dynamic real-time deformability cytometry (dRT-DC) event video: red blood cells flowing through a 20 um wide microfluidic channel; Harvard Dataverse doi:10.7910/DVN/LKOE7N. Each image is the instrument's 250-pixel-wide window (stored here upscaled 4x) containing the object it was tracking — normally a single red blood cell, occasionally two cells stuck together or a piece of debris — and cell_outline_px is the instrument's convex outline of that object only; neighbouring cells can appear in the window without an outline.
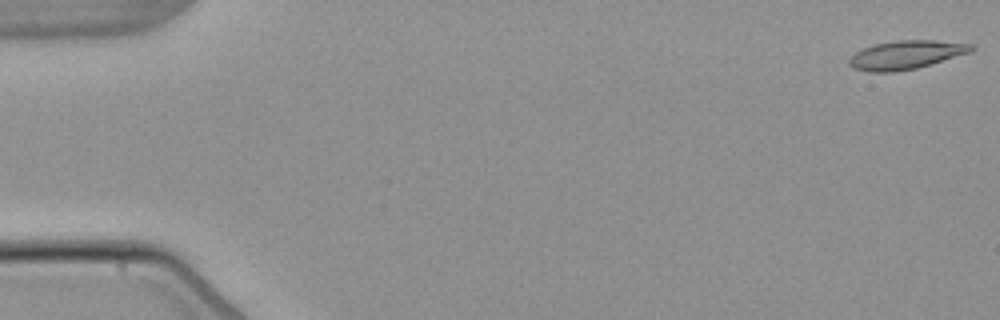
{"species": "common noctule bat (a hibernating species)", "species_latin": "Nyctalus noctula", "temperature_condition": "warm", "stored_images_in_passage": 5, "camera_frame_rate_fps": 3000, "um_per_image_px": 0.085, "animal": {"sex": "male", "body_mass_g": 21.5, "forearm_length_mm": 52.0}, "frame": {"image": 1, "passage_image": 1, "time_ms": 0.0, "image_size_px": [1000, 320], "cell_outline_px": [[976, 48], [968, 52], [916, 68], [892, 72], [868, 72], [852, 68], [848, 64], [848, 60], [856, 52], [872, 44], [896, 40], [936, 40], [972, 44]], "centroid_in_image_um": [76.95, 4.65], "position_along_channel_um": 8.1, "area_um2": 20.17}}
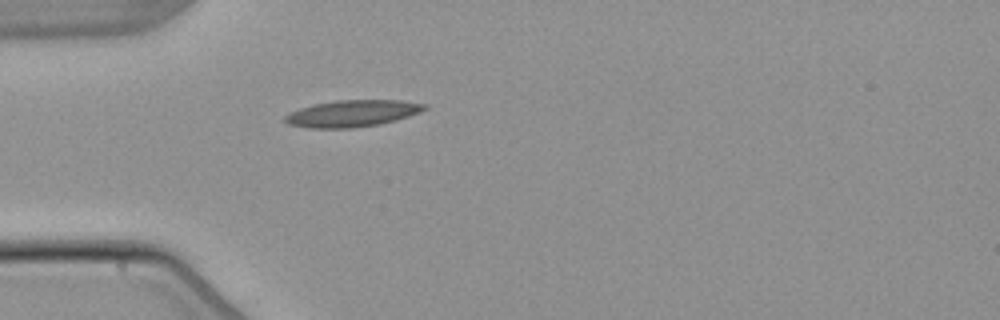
{"frame": {"image": 2, "passage_image": 5, "time_ms": 5.0, "image_size_px": [1000, 320], "cell_outline_px": [[428, 108], [420, 112], [408, 116], [380, 124], [352, 128], [308, 128], [288, 124], [284, 120], [284, 116], [288, 112], [312, 104], [336, 100], [400, 100], [428, 104]], "centroid_in_image_um": [29.92, 9.63], "position_along_channel_um": 55.1, "area_um2": 21.85}}